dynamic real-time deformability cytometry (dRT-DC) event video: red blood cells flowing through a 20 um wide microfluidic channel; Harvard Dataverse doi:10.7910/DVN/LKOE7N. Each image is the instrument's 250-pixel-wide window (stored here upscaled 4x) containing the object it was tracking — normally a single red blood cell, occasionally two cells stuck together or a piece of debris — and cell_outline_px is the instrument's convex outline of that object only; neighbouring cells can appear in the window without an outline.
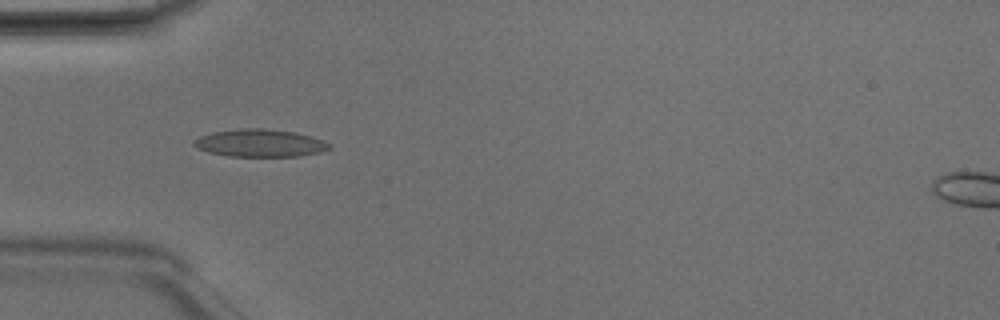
{"species": "Egyptian fruit bat (a non-hibernating species)", "species_latin": "Rousettus aegyptiacus", "temperature_condition": "room temperature", "stored_images_in_passage": 6, "camera_frame_rate_fps": 3000, "um_per_image_px": 0.085, "animal": {"sex": "male"}, "frame": {"image": 1, "passage_image": 5, "time_ms": 1.333, "image_size_px": [1000, 320], "cell_outline_px": [[332, 148], [320, 152], [300, 156], [228, 156], [208, 152], [192, 144], [192, 140], [200, 136], [212, 132], [240, 128], [264, 128], [292, 132], [312, 136], [332, 144]], "centroid_in_image_um": [22.11, 12.16], "position_along_channel_um": 62.9, "area_um2": 21.79}}